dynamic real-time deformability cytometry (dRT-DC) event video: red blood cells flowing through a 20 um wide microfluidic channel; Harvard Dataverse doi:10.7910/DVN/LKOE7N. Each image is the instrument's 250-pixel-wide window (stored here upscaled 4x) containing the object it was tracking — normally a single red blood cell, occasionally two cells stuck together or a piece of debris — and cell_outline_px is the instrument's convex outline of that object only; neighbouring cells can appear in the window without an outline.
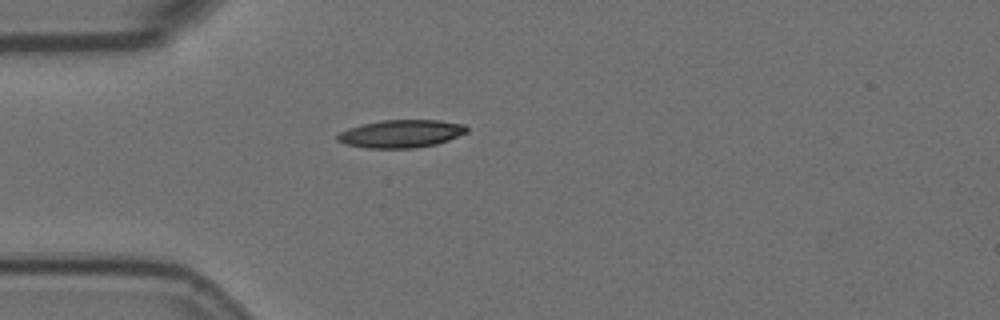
{"species": "Egyptian fruit bat (a non-hibernating species)", "species_latin": "Rousettus aegyptiacus", "temperature_condition": "room temperature", "stored_images_in_passage": 2, "camera_frame_rate_fps": 3000, "um_per_image_px": 0.085, "animal": {"sex": "female"}, "frame": {"image": 1, "passage_image": 1, "time_ms": 0.0, "image_size_px": [1000, 320], "cell_outline_px": [[468, 132], [448, 140], [436, 144], [416, 148], [368, 148], [344, 144], [336, 140], [336, 136], [340, 132], [348, 128], [380, 120], [440, 120], [464, 124], [468, 128]], "centroid_in_image_um": [34.09, 11.36], "position_along_channel_um": 50.9, "area_um2": 21.04}}